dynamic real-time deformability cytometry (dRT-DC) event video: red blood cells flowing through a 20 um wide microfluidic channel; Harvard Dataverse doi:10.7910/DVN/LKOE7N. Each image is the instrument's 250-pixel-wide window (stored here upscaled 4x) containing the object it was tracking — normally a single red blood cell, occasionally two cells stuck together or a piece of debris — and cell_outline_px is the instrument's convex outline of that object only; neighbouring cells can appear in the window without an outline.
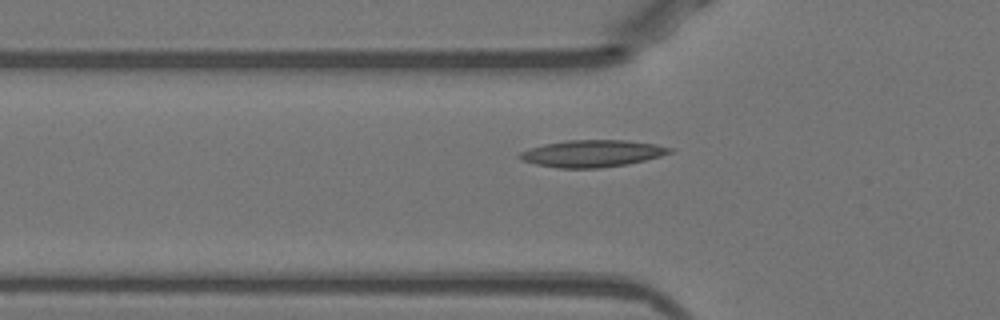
{"species": "Egyptian fruit bat (a non-hibernating species)", "species_latin": "Rousettus aegyptiacus", "temperature_condition": "warm", "stored_images_in_passage": 45, "camera_frame_rate_fps": 3000, "um_per_image_px": 0.085, "animal": {"sex": "female"}, "frame": {"image": 1, "passage_image": 17, "time_ms": 5.333, "image_size_px": [1000, 320], "cell_outline_px": [[676, 148], [672, 152], [660, 156], [628, 164], [600, 168], [556, 168], [536, 164], [524, 160], [516, 156], [520, 152], [544, 144], [568, 140], [624, 140], [656, 144]], "centroid_in_image_um": [50.37, 13.04], "position_along_channel_um": 75.4, "area_um2": 23.52}}
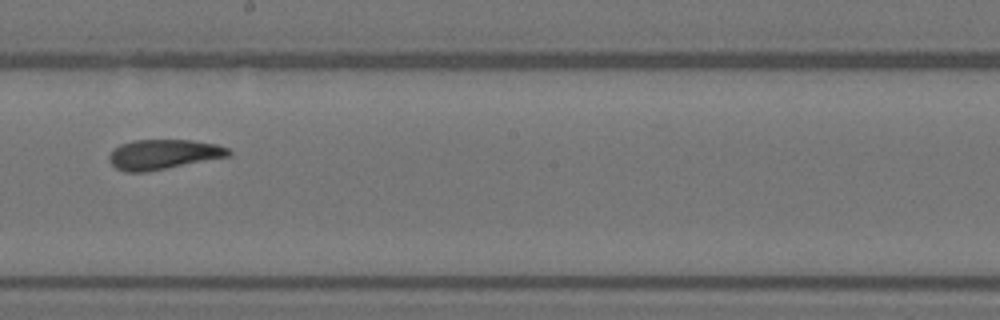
{"frame": {"image": 2, "passage_image": 29, "time_ms": 9.333, "image_size_px": [1000, 320], "cell_outline_px": [[232, 156], [144, 172], [124, 172], [116, 168], [108, 160], [108, 156], [120, 144], [132, 140], [192, 140], [216, 144], [228, 148], [232, 152]], "centroid_in_image_um": [13.9, 13.12], "position_along_channel_um": 234.3, "area_um2": 20.81}}
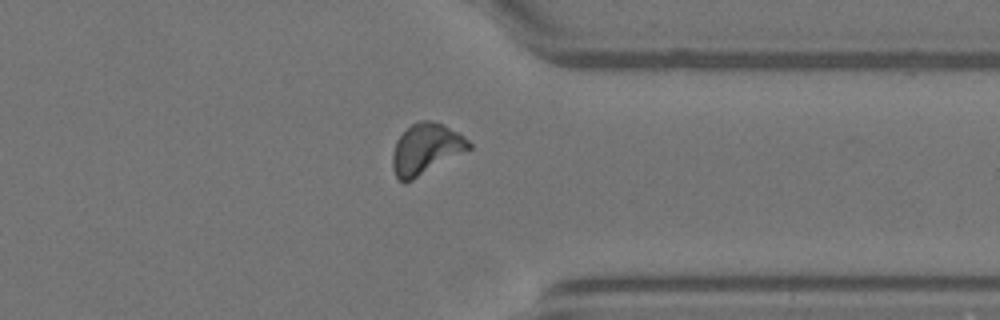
{"frame": {"image": 3, "passage_image": 40, "time_ms": 13.0, "image_size_px": [1000, 320], "cell_outline_px": [[472, 148], [412, 180], [404, 184], [396, 176], [392, 168], [392, 152], [396, 140], [412, 124], [420, 120], [428, 120], [440, 124], [464, 136], [472, 144]], "centroid_in_image_um": [36.18, 12.68], "position_along_channel_um": 375.2, "area_um2": 22.31}}